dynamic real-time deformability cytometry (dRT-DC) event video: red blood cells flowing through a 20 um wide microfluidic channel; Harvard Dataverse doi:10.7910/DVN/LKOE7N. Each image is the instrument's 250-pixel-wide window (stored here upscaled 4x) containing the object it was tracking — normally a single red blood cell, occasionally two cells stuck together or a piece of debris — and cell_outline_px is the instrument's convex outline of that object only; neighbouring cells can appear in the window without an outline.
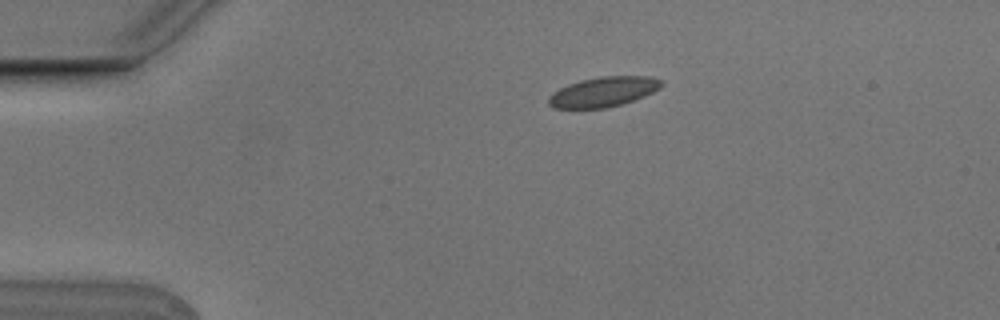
{"species": "Egyptian fruit bat (a non-hibernating species)", "species_latin": "Rousettus aegyptiacus", "temperature_condition": "cold", "stored_images_in_passage": 6, "camera_frame_rate_fps": 3000, "um_per_image_px": 0.085, "animal": {"sex": "male"}, "frame": {"image": 1, "passage_image": 1, "time_ms": 0.0, "image_size_px": [1000, 320], "cell_outline_px": [[664, 84], [660, 88], [644, 96], [620, 104], [604, 108], [556, 108], [548, 104], [548, 96], [552, 92], [568, 84], [580, 80], [600, 76], [652, 76], [664, 80]], "centroid_in_image_um": [51.3, 7.78], "position_along_channel_um": 33.7, "area_um2": 19.71}}
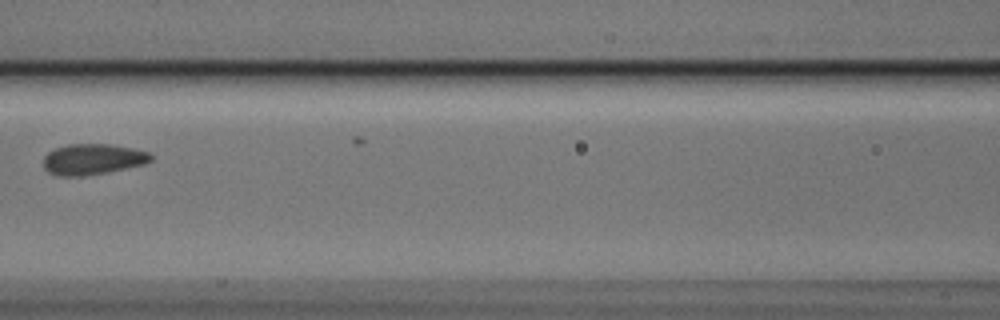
{"frame": {"image": 2, "passage_image": 5, "time_ms": 1.333, "image_size_px": [1000, 320], "cell_outline_px": [[152, 160], [144, 164], [108, 172], [84, 176], [56, 176], [48, 172], [44, 168], [44, 156], [48, 152], [56, 148], [68, 144], [112, 144], [132, 148], [148, 152], [152, 156]], "centroid_in_image_um": [7.86, 13.54], "position_along_channel_um": 158.7, "area_um2": 19.36}}
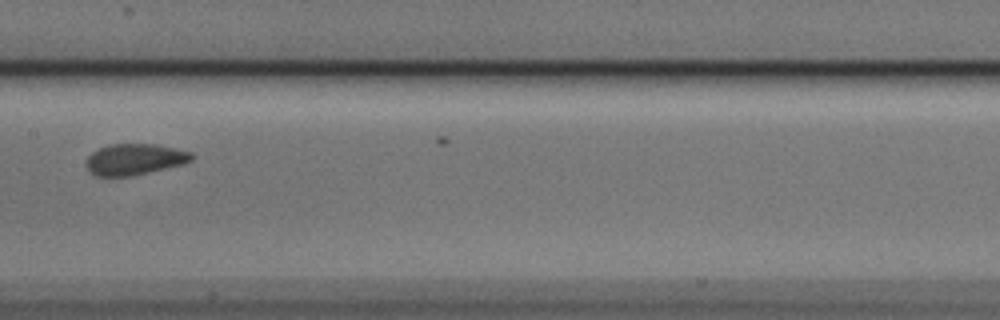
{"frame": {"image": 3, "passage_image": 6, "time_ms": 1.667, "image_size_px": [1000, 320], "cell_outline_px": [[196, 156], [192, 160], [184, 164], [132, 176], [96, 176], [84, 164], [88, 156], [92, 152], [108, 144], [156, 144], [176, 148], [192, 152]], "centroid_in_image_um": [11.48, 13.53], "position_along_channel_um": 195.9, "area_um2": 19.31}}